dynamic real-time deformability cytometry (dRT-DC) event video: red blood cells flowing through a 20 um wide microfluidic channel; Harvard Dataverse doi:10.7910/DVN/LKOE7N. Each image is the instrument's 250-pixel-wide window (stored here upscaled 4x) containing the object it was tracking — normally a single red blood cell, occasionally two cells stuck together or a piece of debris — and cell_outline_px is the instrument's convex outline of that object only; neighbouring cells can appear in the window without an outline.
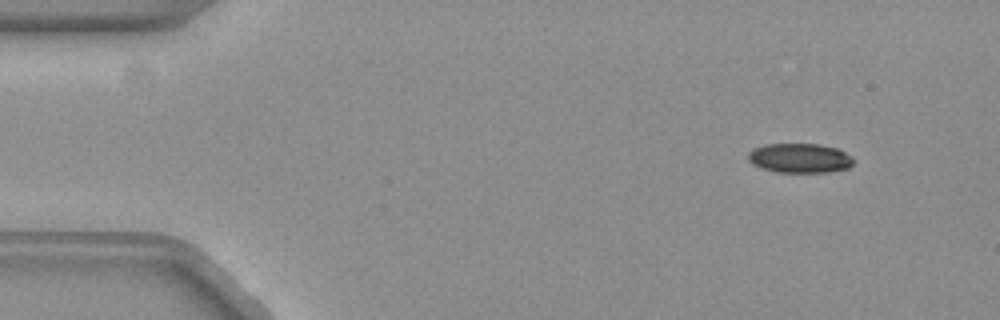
{"species": "common noctule bat (a hibernating species)", "species_latin": "Nyctalus noctula", "temperature_condition": "warm", "stored_images_in_passage": 54, "segment_of_instrument_passage": [1, 2], "camera_frame_rate_fps": 3000, "um_per_image_px": 0.085, "animal": {"sex": "female", "body_mass_g": 19.3, "forearm_length_mm": 54.1}, "frame": {"image": 1, "passage_image": 5, "time_ms": 1.333, "image_size_px": [1000, 320], "cell_outline_px": [[852, 164], [848, 168], [828, 172], [776, 172], [752, 164], [748, 160], [748, 152], [764, 144], [816, 144], [836, 148], [852, 156]], "centroid_in_image_um": [67.97, 13.44], "position_along_channel_um": 17.0, "area_um2": 17.92}}
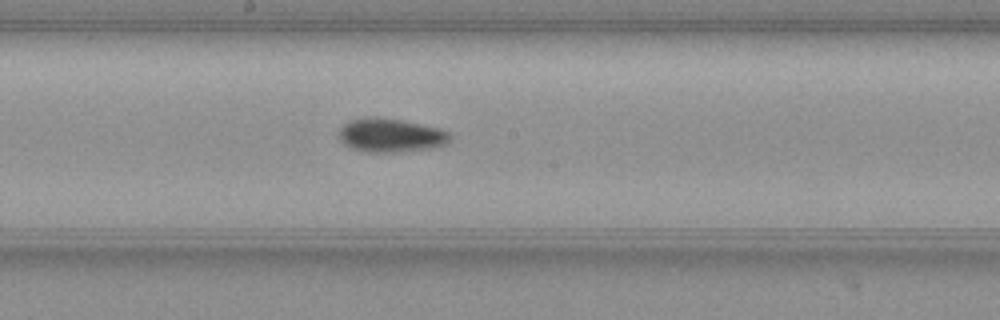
{"frame": {"image": 2, "passage_image": 28, "time_ms": 9.0, "image_size_px": [1000, 320], "cell_outline_px": [[452, 140], [448, 144], [432, 148], [400, 152], [368, 152], [352, 148], [344, 144], [340, 140], [340, 128], [348, 120], [364, 116], [380, 116], [404, 120], [440, 128], [448, 132], [452, 136]], "centroid_in_image_um": [33.24, 11.48], "position_along_channel_um": 215.0, "area_um2": 22.37}}
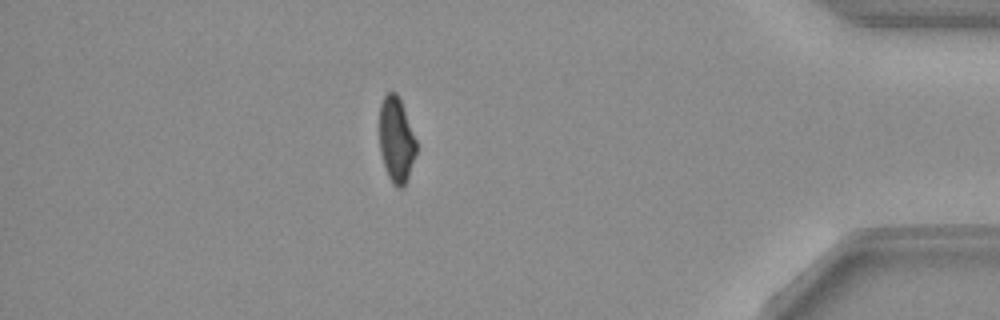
{"frame": {"image": 3, "passage_image": 46, "time_ms": 15.0, "image_size_px": [1000, 320], "cell_outline_px": [[416, 152], [404, 188], [396, 188], [392, 184], [384, 168], [380, 152], [380, 104], [384, 96], [388, 92], [396, 92], [400, 100], [416, 140]], "centroid_in_image_um": [33.67, 11.93], "position_along_channel_um": 401.5, "area_um2": 18.21}}